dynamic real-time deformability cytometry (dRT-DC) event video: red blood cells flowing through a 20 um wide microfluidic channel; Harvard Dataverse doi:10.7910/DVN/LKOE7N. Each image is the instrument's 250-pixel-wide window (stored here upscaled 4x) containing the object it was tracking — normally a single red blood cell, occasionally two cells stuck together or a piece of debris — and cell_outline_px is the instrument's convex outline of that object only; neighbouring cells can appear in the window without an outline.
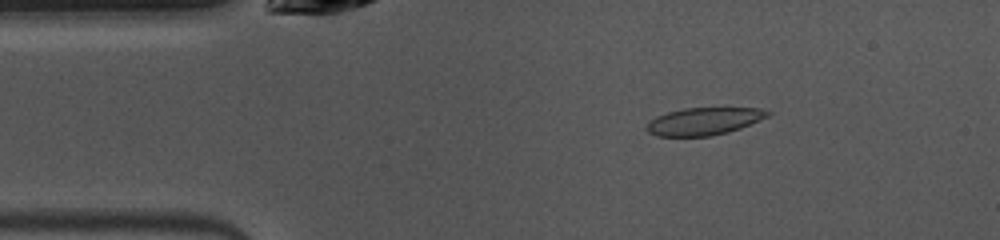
{"species": "common noctule bat (a hibernating species)", "species_latin": "Nyctalus noctula", "temperature_condition": "warm", "stored_images_in_passage": 47, "camera_frame_rate_fps": 3000, "um_per_image_px": 0.085, "animal": {"sex": "female", "body_mass_g": 10.0, "forearm_length_mm": 53.1}, "frame": {"image": 1, "passage_image": 6, "time_ms": 1.667, "image_size_px": [1000, 240], "cell_outline_px": [[772, 112], [768, 116], [740, 128], [728, 132], [712, 136], [656, 136], [648, 132], [644, 128], [656, 116], [668, 112], [684, 108], [760, 108]], "centroid_in_image_um": [59.82, 10.31], "position_along_channel_um": 25.2, "area_um2": 19.25}}
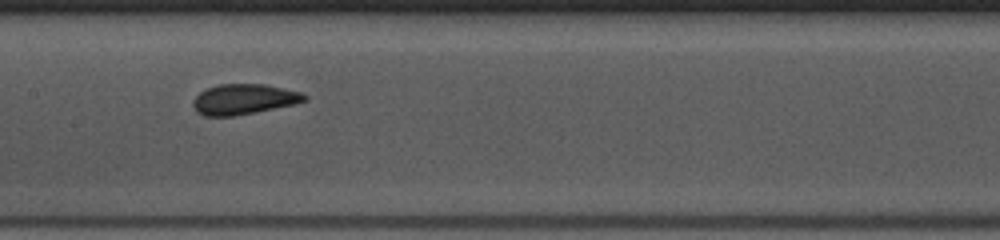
{"frame": {"image": 2, "passage_image": 21, "time_ms": 6.667, "image_size_px": [1000, 240], "cell_outline_px": [[308, 100], [292, 104], [236, 116], [204, 116], [196, 112], [192, 104], [192, 100], [200, 92], [208, 88], [220, 84], [264, 84], [300, 92], [308, 96]], "centroid_in_image_um": [20.69, 8.44], "position_along_channel_um": 186.7, "area_um2": 19.59}}
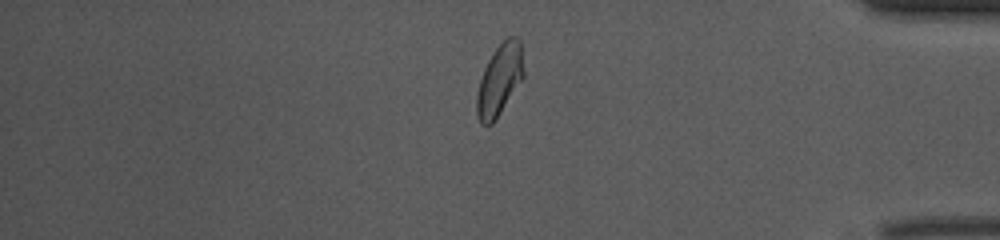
{"frame": {"image": 3, "passage_image": 39, "time_ms": 12.667, "image_size_px": [1000, 240], "cell_outline_px": [[524, 76], [496, 120], [492, 124], [480, 124], [476, 116], [476, 96], [480, 80], [484, 68], [492, 52], [508, 36], [516, 36], [520, 40], [524, 72]], "centroid_in_image_um": [42.45, 6.8], "position_along_channel_um": 392.8, "area_um2": 19.54}, "authors_computed_cell_mechanics": {"area_um2": 19.5942, "velocity_mm_per_s": 3.9774, "shape_relaxation_time_tau1_ms": 5.9954, "shape_relaxation_time_tau2_ms": 1.2258, "deformation_change_tau1": 0.1464, "deformation_change_tau2": 0.0492}}